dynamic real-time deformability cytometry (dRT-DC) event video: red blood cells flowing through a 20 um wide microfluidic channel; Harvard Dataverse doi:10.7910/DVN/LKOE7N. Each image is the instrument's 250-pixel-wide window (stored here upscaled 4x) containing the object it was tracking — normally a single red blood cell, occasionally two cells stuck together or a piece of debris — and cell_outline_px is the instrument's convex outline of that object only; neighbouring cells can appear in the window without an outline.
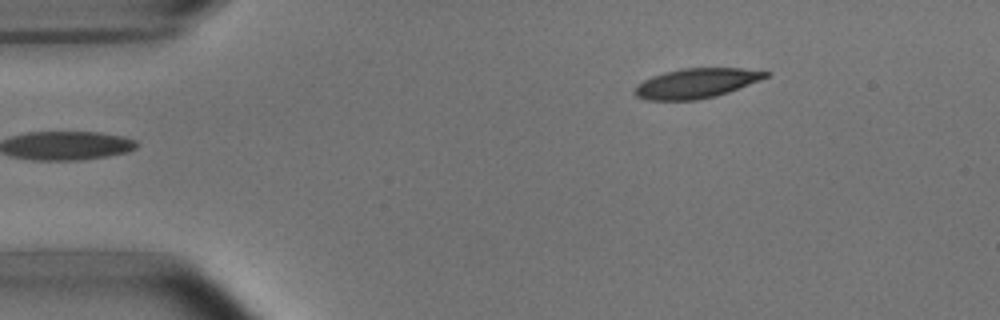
{"species": "common noctule bat (a hibernating species)", "species_latin": "Nyctalus noctula", "temperature_condition": "room temperature", "stored_images_in_passage": 5, "camera_frame_rate_fps": 3000, "um_per_image_px": 0.085, "animal": {"sex": "male", "body_mass_g": 15.6}, "frame": {"image": 1, "passage_image": 5, "time_ms": 4.667, "image_size_px": [1000, 320], "cell_outline_px": [[772, 72], [768, 76], [760, 80], [728, 92], [716, 96], [696, 100], [648, 100], [636, 96], [632, 92], [636, 84], [652, 76], [664, 72], [680, 68], [740, 68]], "centroid_in_image_um": [59.15, 7.07], "position_along_channel_um": 25.9, "area_um2": 22.77}}